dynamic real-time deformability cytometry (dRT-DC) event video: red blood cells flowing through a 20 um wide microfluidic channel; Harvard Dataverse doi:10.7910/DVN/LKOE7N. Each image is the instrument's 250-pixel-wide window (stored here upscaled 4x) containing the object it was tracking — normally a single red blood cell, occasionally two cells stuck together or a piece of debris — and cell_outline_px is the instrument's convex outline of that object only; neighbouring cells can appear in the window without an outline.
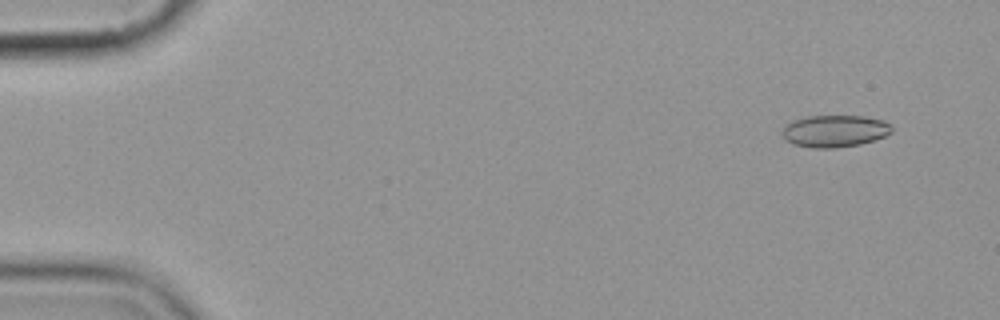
{"species": "common noctule bat (a hibernating species)", "species_latin": "Nyctalus noctula", "temperature_condition": "cold", "stored_images_in_passage": 7, "camera_frame_rate_fps": 3000, "um_per_image_px": 0.085, "animal": {"sex": "female", "body_mass_g": 19.9}, "frame": {"image": 1, "passage_image": 2, "time_ms": 1.0, "image_size_px": [1000, 320], "cell_outline_px": [[892, 132], [884, 136], [860, 144], [832, 148], [816, 148], [796, 144], [784, 140], [780, 132], [784, 124], [792, 120], [808, 116], [864, 116], [884, 120], [892, 128]], "centroid_in_image_um": [70.89, 11.13], "position_along_channel_um": 14.1, "area_um2": 20.46}}
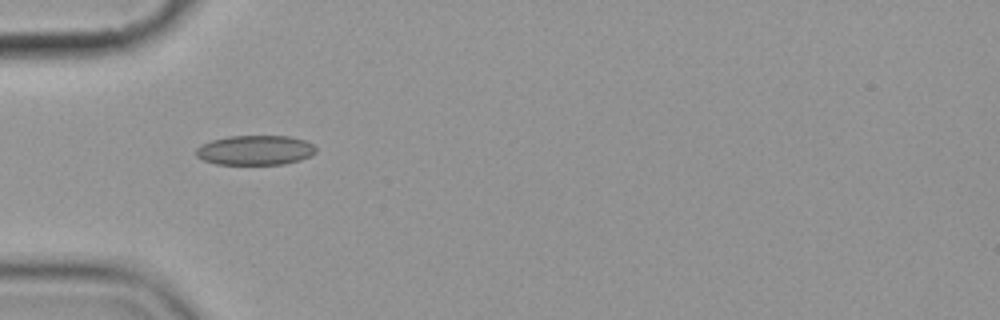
{"frame": {"image": 2, "passage_image": 6, "time_ms": 5.667, "image_size_px": [1000, 320], "cell_outline_px": [[316, 152], [300, 160], [284, 164], [216, 164], [204, 160], [196, 156], [196, 148], [200, 144], [212, 140], [228, 136], [288, 136], [304, 140], [312, 144], [316, 148]], "centroid_in_image_um": [21.67, 12.76], "position_along_channel_um": 63.3, "area_um2": 20.69}}
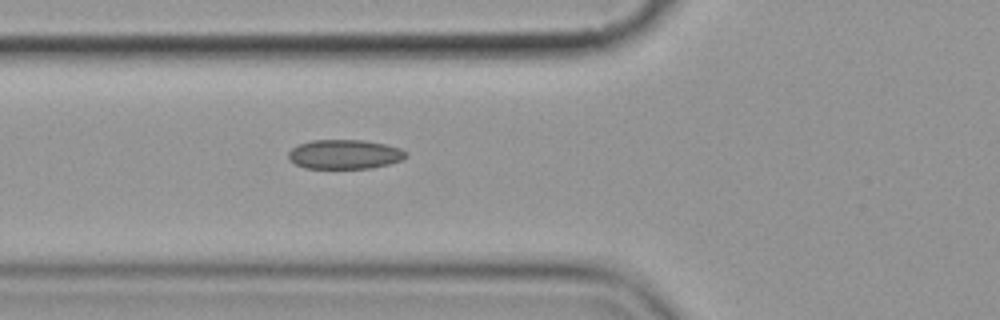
{"frame": {"image": 3, "passage_image": 7, "time_ms": 6.667, "image_size_px": [1000, 320], "cell_outline_px": [[408, 156], [400, 160], [388, 164], [372, 168], [304, 168], [288, 160], [288, 152], [296, 144], [312, 140], [364, 140], [384, 144], [400, 148], [408, 152]], "centroid_in_image_um": [29.27, 13.11], "position_along_channel_um": 96.5, "area_um2": 20.23}}